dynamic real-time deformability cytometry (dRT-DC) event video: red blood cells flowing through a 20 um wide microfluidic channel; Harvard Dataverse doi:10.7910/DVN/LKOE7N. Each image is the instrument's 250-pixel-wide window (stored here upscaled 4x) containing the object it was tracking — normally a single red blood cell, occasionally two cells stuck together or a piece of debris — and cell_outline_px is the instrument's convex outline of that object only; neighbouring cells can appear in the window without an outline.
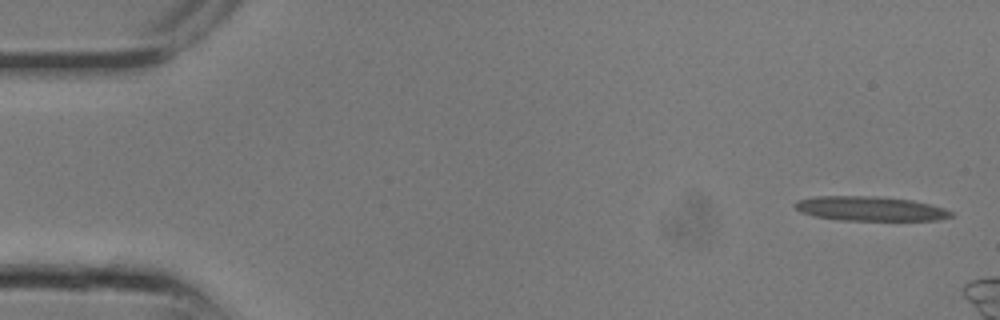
{"species": "common noctule bat (a hibernating species)", "species_latin": "Nyctalus noctula", "temperature_condition": "room temperature", "stored_images_in_passage": 5, "camera_frame_rate_fps": 3000, "um_per_image_px": 0.085, "animal": {"sex": "male", "body_mass_g": 13.3}, "frame": {"image": 1, "passage_image": 1, "time_ms": 0.0, "image_size_px": [1000, 320], "cell_outline_px": [[952, 216], [940, 220], [836, 220], [816, 216], [800, 212], [792, 204], [796, 200], [816, 196], [876, 196], [912, 200], [944, 208], [952, 212]], "centroid_in_image_um": [73.92, 17.73], "position_along_channel_um": 11.1, "area_um2": 22.25}}